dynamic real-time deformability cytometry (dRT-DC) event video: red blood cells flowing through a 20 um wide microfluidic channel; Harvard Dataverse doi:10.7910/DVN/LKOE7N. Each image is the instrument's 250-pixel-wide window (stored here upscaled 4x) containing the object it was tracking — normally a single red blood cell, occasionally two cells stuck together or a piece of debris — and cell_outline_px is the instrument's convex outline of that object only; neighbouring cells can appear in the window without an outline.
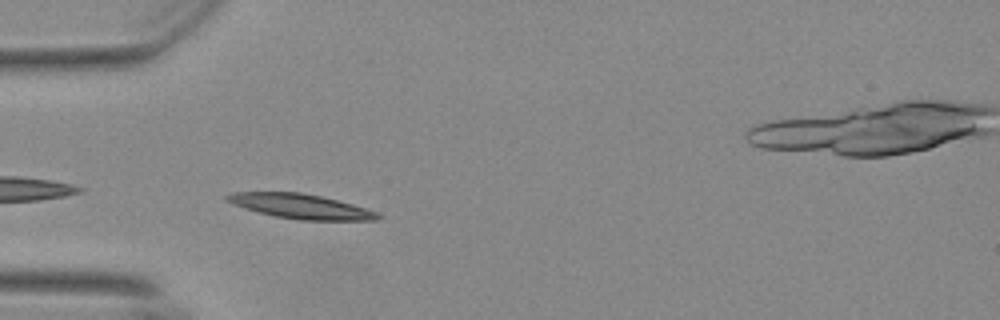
{"species": "Egyptian fruit bat (a non-hibernating species)", "species_latin": "Rousettus aegyptiacus", "temperature_condition": "warm", "stored_images_in_passage": 31, "camera_frame_rate_fps": 3000, "um_per_image_px": 0.085, "animal": {"sex": "female"}, "frame": {"image": 1, "passage_image": 2, "time_ms": 0.333, "image_size_px": [1000, 320], "cell_outline_px": [[380, 216], [376, 220], [300, 220], [276, 216], [244, 208], [224, 200], [224, 196], [232, 192], [300, 192], [320, 196], [352, 204], [376, 212]], "centroid_in_image_um": [25.5, 17.53], "position_along_channel_um": 59.5, "area_um2": 21.33}}
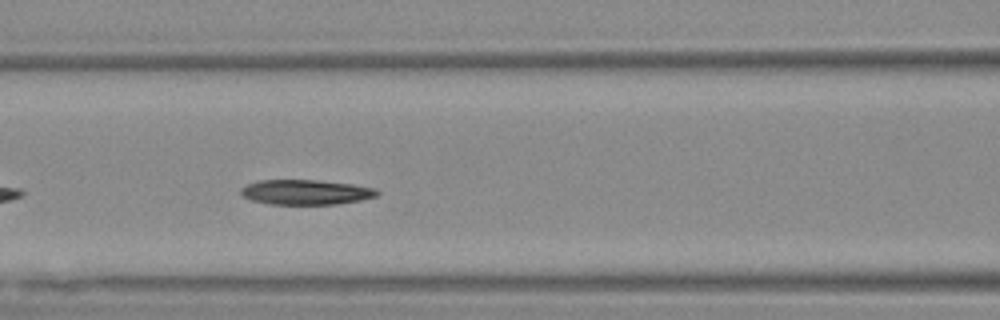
{"frame": {"image": 2, "passage_image": 9, "time_ms": 2.667, "image_size_px": [1000, 320], "cell_outline_px": [[380, 192], [376, 196], [360, 200], [336, 204], [268, 204], [252, 200], [244, 196], [240, 192], [240, 188], [248, 184], [260, 180], [316, 180], [352, 184], [376, 188]], "centroid_in_image_um": [26.0, 16.33], "position_along_channel_um": 140.6, "area_um2": 19.71}}
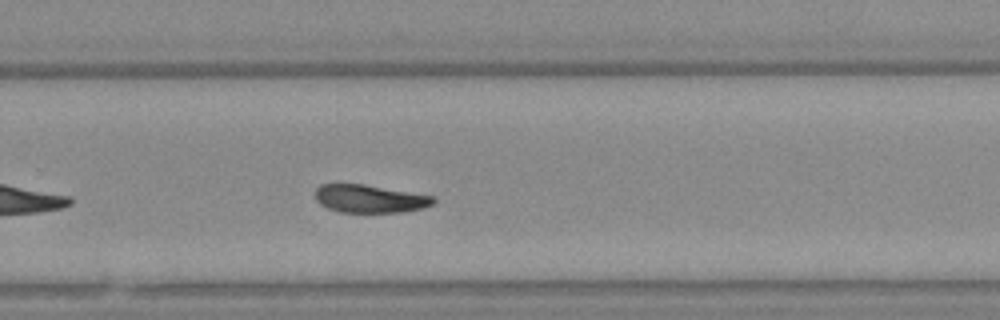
{"frame": {"image": 3, "passage_image": 22, "time_ms": 7.0, "image_size_px": [1000, 320], "cell_outline_px": [[436, 200], [432, 204], [424, 208], [404, 212], [340, 212], [328, 208], [320, 204], [316, 200], [316, 188], [320, 184], [336, 180], [364, 184], [432, 196]], "centroid_in_image_um": [31.33, 16.85], "position_along_channel_um": 298.5, "area_um2": 19.77}, "authors_computed_cell_mechanics": {"area_um2": 20.4034, "velocity_mm_per_s": 3.6523, "shape_relaxation_time_tau1_ms": 7.2717, "shape_relaxation_time_tau2_ms": 7.5269, "deformation_change_tau1": 0.178, "deformation_change_tau2": 0.162}}